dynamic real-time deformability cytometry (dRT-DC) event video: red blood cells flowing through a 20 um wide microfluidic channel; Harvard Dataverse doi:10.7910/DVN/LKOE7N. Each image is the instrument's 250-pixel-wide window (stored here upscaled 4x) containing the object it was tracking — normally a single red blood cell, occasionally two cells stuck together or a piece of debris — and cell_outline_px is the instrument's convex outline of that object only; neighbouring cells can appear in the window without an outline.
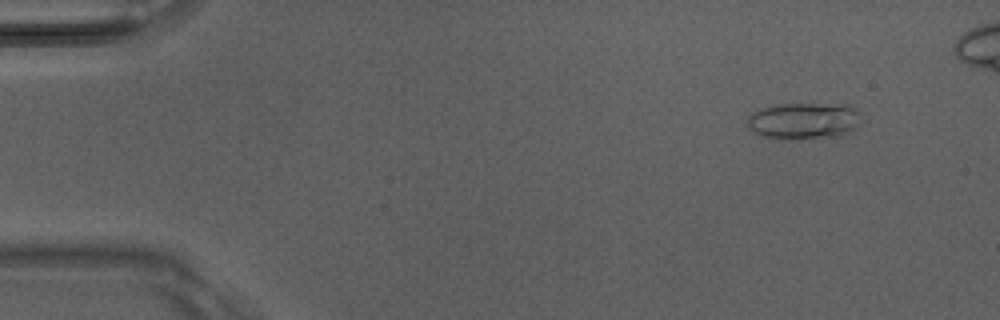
{"species": "Egyptian fruit bat (a non-hibernating species)", "species_latin": "Rousettus aegyptiacus", "temperature_condition": "room temperature", "stored_images_in_passage": 6, "camera_frame_rate_fps": 3000, "um_per_image_px": 0.085, "animal": {"sex": "male"}, "frame": {"image": 1, "passage_image": 2, "time_ms": 0.333, "image_size_px": [1000, 320], "cell_outline_px": [[860, 124], [856, 128], [840, 136], [796, 140], [776, 140], [760, 136], [752, 132], [748, 124], [748, 116], [752, 112], [776, 104], [852, 104], [860, 112]], "centroid_in_image_um": [68.34, 10.29], "position_along_channel_um": 16.7, "area_um2": 25.03}}